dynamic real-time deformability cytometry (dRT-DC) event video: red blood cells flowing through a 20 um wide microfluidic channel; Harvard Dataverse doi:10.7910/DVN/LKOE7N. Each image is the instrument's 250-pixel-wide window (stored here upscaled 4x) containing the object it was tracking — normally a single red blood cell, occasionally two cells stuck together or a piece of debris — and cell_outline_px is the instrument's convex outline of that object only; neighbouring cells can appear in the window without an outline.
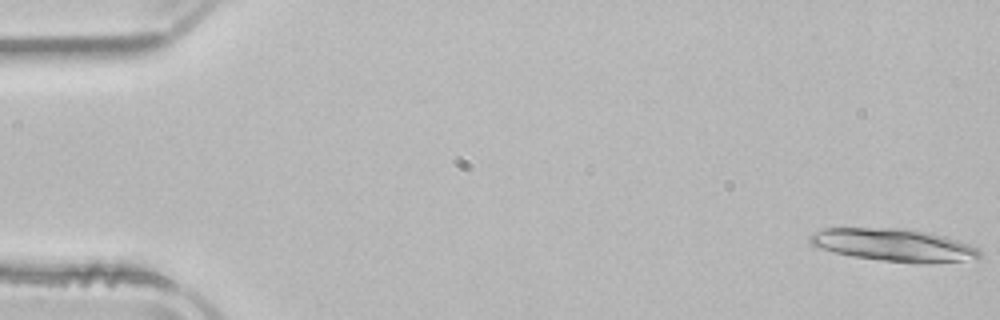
{"species": "common noctule bat (a hibernating species)", "species_latin": "Nyctalus noctula", "temperature_condition": "room temperature", "stored_images_in_passage": 14, "camera_frame_rate_fps": 3000, "um_per_image_px": 0.085, "animal": {"sex": "male", "body_mass_g": 21.5, "forearm_length_mm": 52.0}, "frame": {"image": 1, "passage_image": 1, "time_ms": 0.0, "image_size_px": [1000, 320], "cell_outline_px": [[980, 260], [880, 260], [852, 256], [820, 248], [812, 244], [808, 240], [808, 236], [812, 232], [824, 228], [904, 228], [928, 232], [944, 236], [968, 244], [976, 248], [980, 252]], "centroid_in_image_um": [75.87, 20.77], "position_along_channel_um": 9.1, "area_um2": 31.04}}